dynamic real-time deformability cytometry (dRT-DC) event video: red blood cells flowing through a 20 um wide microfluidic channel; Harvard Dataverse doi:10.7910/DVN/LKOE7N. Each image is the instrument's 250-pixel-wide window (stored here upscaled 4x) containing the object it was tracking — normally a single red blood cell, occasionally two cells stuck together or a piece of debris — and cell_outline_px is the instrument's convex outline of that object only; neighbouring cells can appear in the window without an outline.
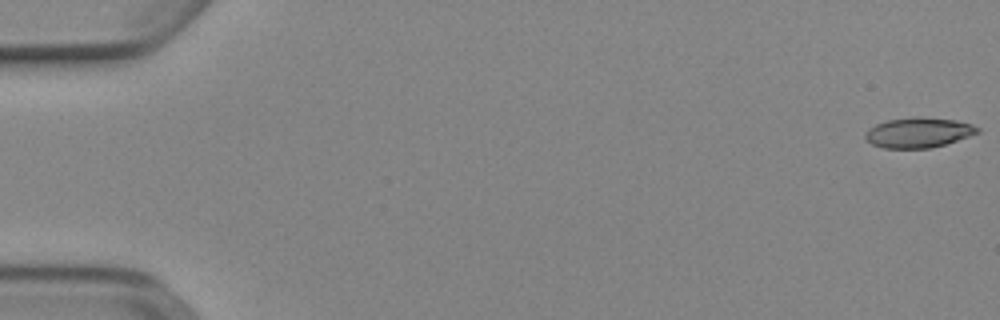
{"species": "Egyptian fruit bat (a non-hibernating species)", "species_latin": "Rousettus aegyptiacus", "temperature_condition": "cold", "stored_images_in_passage": 52, "camera_frame_rate_fps": 3000, "um_per_image_px": 0.085, "animal": {"sex": "female"}, "frame": {"image": 1, "passage_image": 1, "time_ms": 0.0, "image_size_px": [1000, 320], "cell_outline_px": [[980, 132], [944, 144], [928, 148], [884, 148], [872, 144], [864, 136], [868, 128], [876, 124], [888, 120], [912, 116], [920, 116], [956, 120], [972, 124], [980, 128]], "centroid_in_image_um": [78.06, 11.25], "position_along_channel_um": 6.9, "area_um2": 19.65}}
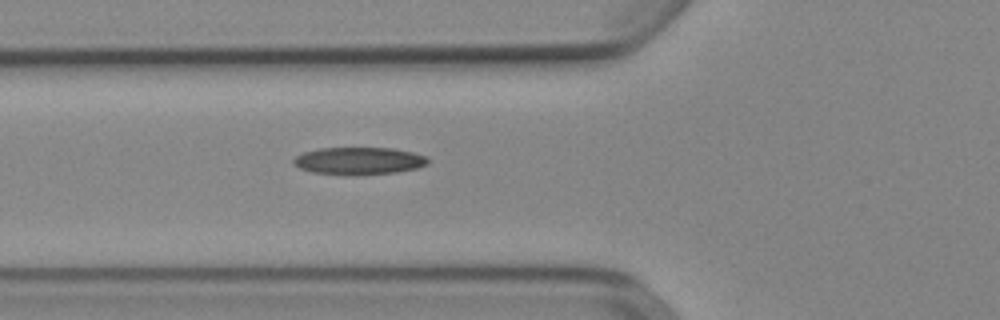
{"frame": {"image": 2, "passage_image": 20, "time_ms": 6.333, "image_size_px": [1000, 320], "cell_outline_px": [[428, 164], [416, 168], [396, 172], [344, 176], [312, 172], [300, 168], [292, 164], [292, 160], [296, 156], [304, 152], [320, 148], [392, 148], [412, 152], [428, 156]], "centroid_in_image_um": [30.48, 13.68], "position_along_channel_um": 95.3, "area_um2": 21.62}}
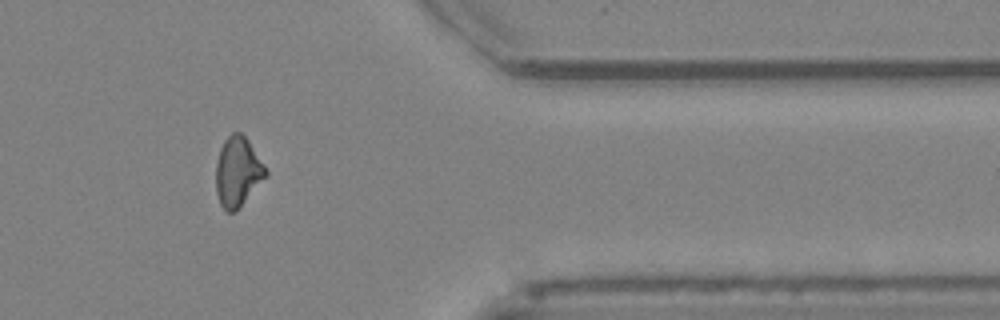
{"frame": {"image": 3, "passage_image": 44, "time_ms": 14.333, "image_size_px": [1000, 320], "cell_outline_px": [[268, 172], [236, 212], [228, 212], [220, 204], [216, 192], [216, 164], [220, 148], [224, 140], [232, 132], [240, 132], [248, 140], [264, 164]], "centroid_in_image_um": [20.18, 14.59], "position_along_channel_um": 391.2, "area_um2": 19.94}}